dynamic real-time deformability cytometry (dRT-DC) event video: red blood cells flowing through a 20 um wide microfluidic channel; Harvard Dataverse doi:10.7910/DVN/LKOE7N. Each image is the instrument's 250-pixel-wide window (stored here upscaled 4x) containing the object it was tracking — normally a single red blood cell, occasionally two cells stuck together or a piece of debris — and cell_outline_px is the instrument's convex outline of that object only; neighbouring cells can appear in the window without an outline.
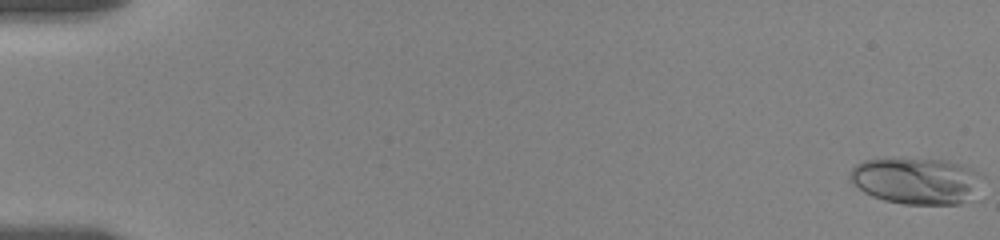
{"species": "human", "species_latin": "Homo sapiens", "temperature_condition": "room temperature", "stored_images_in_passage": 58, "camera_frame_rate_fps": 3000, "um_per_image_px": 0.085, "donor": {"sex": "female"}, "frame": {"image": 1, "passage_image": 1, "time_ms": 0.0, "image_size_px": [1000, 240], "cell_outline_px": [[968, 192], [960, 204], [904, 204], [884, 200], [872, 196], [864, 192], [852, 184], [848, 180], [848, 176], [852, 168], [856, 164], [864, 160], [948, 160], [960, 164], [968, 168]], "centroid_in_image_um": [77.53, 15.38], "position_along_channel_um": 7.5, "area_um2": 33.23}}
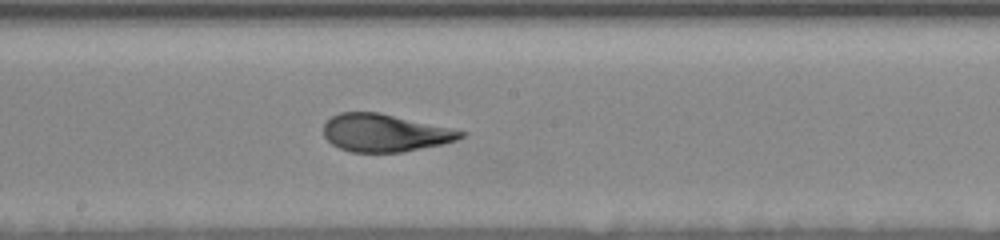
{"frame": {"image": 2, "passage_image": 33, "time_ms": 10.667, "image_size_px": [1000, 240], "cell_outline_px": [[468, 132], [464, 136], [456, 140], [440, 144], [400, 152], [352, 152], [340, 148], [332, 144], [324, 136], [324, 124], [332, 116], [340, 112], [380, 112], [452, 128]], "centroid_in_image_um": [32.71, 11.28], "position_along_channel_um": 215.5, "area_um2": 29.94}}
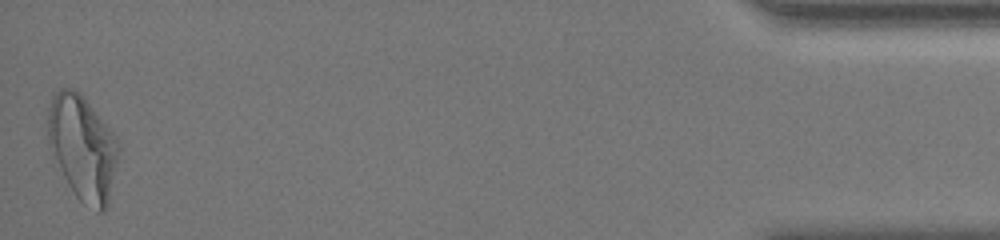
{"frame": {"image": 3, "passage_image": 58, "time_ms": 19.0, "image_size_px": [1000, 240], "cell_outline_px": [[120, 152], [108, 208], [104, 212], [96, 212], [84, 204], [76, 196], [68, 184], [48, 144], [48, 108], [52, 96], [60, 88], [72, 88], [80, 92], [112, 132], [120, 144]], "centroid_in_image_um": [7.05, 12.58], "position_along_channel_um": 428.1, "area_um2": 43.23}, "authors_computed_cell_mechanics": {"area_um2": 30.7785, "velocity_mm_per_s": 3.5174, "shape_relaxation_time_tau1_ms": 4.2817, "shape_relaxation_time_tau2_ms": 1.0087, "deformation_change_tau1": 0.1792, "deformation_change_tau2": 0.0608}}